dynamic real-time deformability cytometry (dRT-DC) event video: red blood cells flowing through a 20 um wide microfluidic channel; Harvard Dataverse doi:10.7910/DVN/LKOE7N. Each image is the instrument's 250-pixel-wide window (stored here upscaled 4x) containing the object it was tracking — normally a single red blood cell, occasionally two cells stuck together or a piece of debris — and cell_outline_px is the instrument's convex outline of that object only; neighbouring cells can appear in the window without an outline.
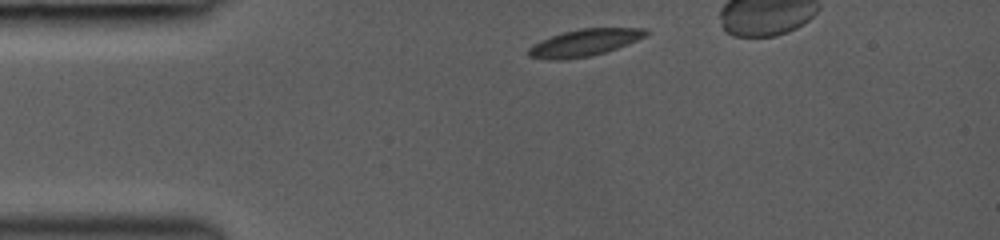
{"species": "common noctule bat (a hibernating species)", "species_latin": "Nyctalus noctula", "temperature_condition": "room temperature", "stored_images_in_passage": 33, "camera_frame_rate_fps": 3000, "um_per_image_px": 0.085, "animal": {"sex": "female", "body_mass_g": 19.0, "forearm_length_mm": 53.3}, "frame": {"image": 1, "passage_image": 2, "time_ms": 0.333, "image_size_px": [1000, 240], "cell_outline_px": [[652, 32], [628, 44], [592, 56], [564, 60], [544, 60], [528, 56], [528, 48], [540, 40], [564, 32], [580, 28], [648, 28]], "centroid_in_image_um": [49.67, 3.63], "position_along_channel_um": 35.3, "area_um2": 18.55}}
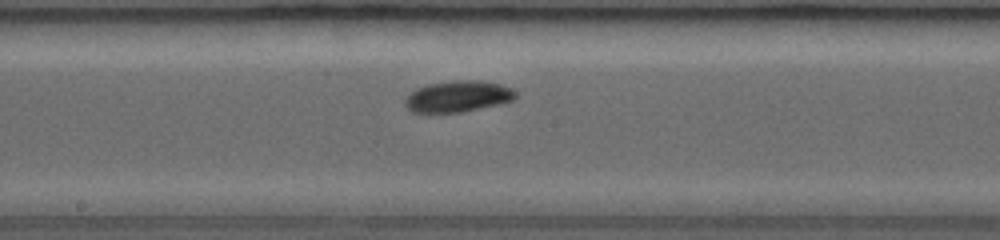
{"frame": {"image": 2, "passage_image": 17, "time_ms": 5.333, "image_size_px": [1000, 240], "cell_outline_px": [[516, 96], [512, 100], [500, 104], [460, 112], [412, 112], [404, 104], [404, 100], [416, 88], [428, 84], [456, 80], [480, 80], [500, 84], [516, 92]], "centroid_in_image_um": [38.91, 8.19], "position_along_channel_um": 209.3, "area_um2": 19.88}}
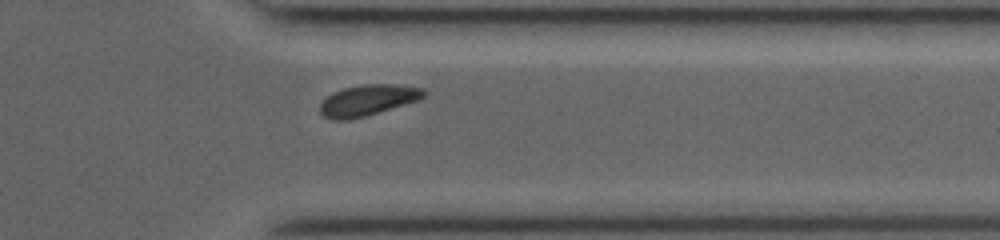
{"frame": {"image": 3, "passage_image": 29, "time_ms": 9.333, "image_size_px": [1000, 240], "cell_outline_px": [[428, 92], [420, 100], [364, 116], [348, 120], [332, 120], [324, 116], [320, 112], [320, 104], [332, 92], [344, 88], [364, 84], [396, 84], [424, 88]], "centroid_in_image_um": [31.29, 8.51], "position_along_channel_um": 380.1, "area_um2": 18.73}}